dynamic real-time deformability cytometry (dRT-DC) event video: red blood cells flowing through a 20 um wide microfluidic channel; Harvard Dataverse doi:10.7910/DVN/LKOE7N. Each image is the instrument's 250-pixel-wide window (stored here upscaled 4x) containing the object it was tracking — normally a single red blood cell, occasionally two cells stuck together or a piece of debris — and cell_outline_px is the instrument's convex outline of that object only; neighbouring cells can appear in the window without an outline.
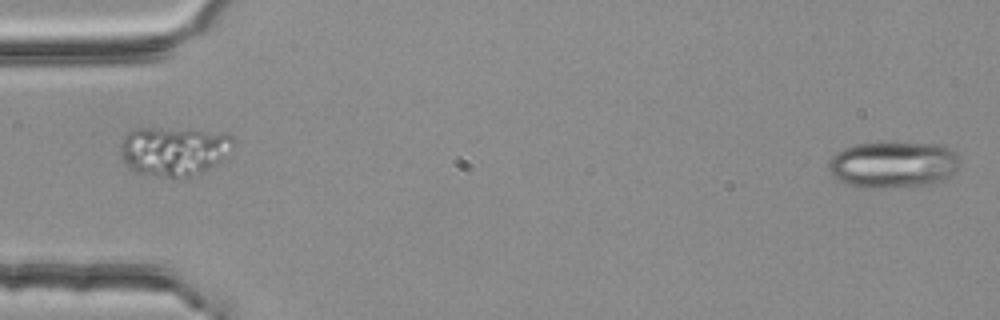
{"species": "common noctule bat (a hibernating species)", "species_latin": "Nyctalus noctula", "temperature_condition": "room temperature", "stored_images_in_passage": 4, "segment_of_instrument_passage": [2, 2], "camera_frame_rate_fps": 3000, "um_per_image_px": 0.085, "animal": {"sex": "female", "body_mass_g": 25.1}, "frame": {"image": 1, "passage_image": 4, "time_ms": 1.0, "image_size_px": [1000, 320], "cell_outline_px": [[956, 172], [944, 180], [920, 184], [876, 188], [860, 188], [848, 184], [832, 176], [828, 168], [828, 160], [840, 148], [852, 144], [884, 140], [944, 144], [952, 148], [956, 152]], "centroid_in_image_um": [75.86, 13.92], "position_along_channel_um": 9.1, "area_um2": 36.41}}